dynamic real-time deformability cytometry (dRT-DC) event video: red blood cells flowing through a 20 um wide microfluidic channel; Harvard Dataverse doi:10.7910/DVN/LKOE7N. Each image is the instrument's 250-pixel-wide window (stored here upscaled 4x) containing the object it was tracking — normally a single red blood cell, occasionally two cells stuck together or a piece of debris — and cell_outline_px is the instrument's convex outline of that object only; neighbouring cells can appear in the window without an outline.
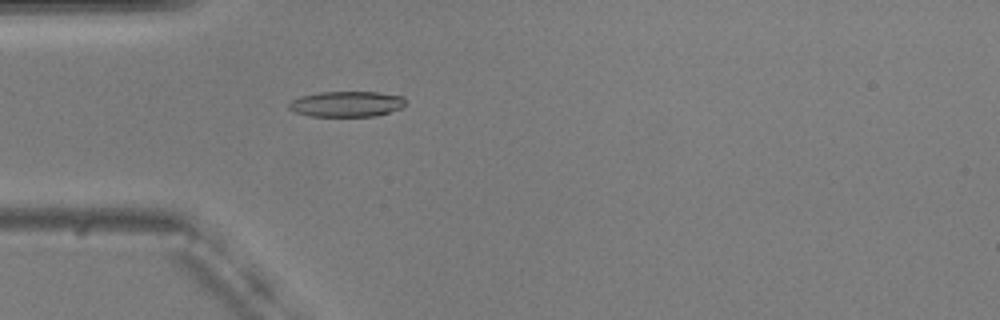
{"species": "common noctule bat (a hibernating species)", "species_latin": "Nyctalus noctula", "temperature_condition": "warm", "stored_images_in_passage": 4, "camera_frame_rate_fps": 3000, "um_per_image_px": 0.085, "animal": {"sex": "male", "body_mass_g": 20.5, "forearm_length_mm": 52.5}, "frame": {"image": 1, "passage_image": 1, "time_ms": 0.0, "image_size_px": [1000, 320], "cell_outline_px": [[404, 104], [400, 108], [376, 116], [312, 116], [296, 112], [288, 108], [288, 104], [292, 100], [300, 96], [320, 92], [376, 92], [404, 96]], "centroid_in_image_um": [29.44, 8.83], "position_along_channel_um": 55.6, "area_um2": 17.22}}